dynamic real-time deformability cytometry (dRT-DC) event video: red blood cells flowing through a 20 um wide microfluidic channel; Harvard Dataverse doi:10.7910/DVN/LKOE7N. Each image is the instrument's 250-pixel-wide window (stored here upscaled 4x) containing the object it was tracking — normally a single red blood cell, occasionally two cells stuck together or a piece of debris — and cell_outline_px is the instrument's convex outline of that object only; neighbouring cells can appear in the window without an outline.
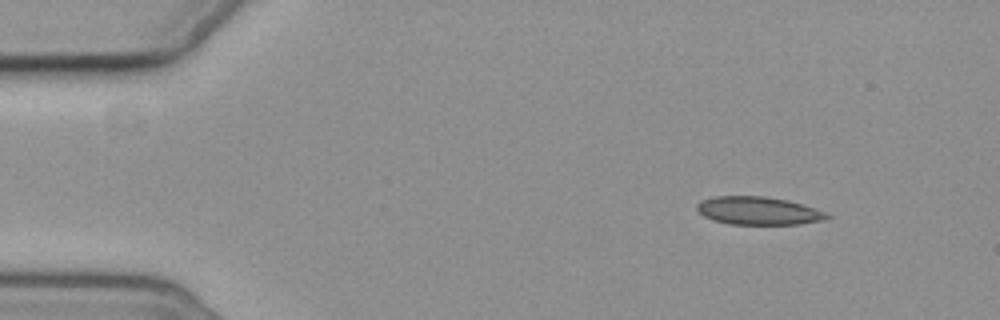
{"species": "common noctule bat (a hibernating species)", "species_latin": "Nyctalus noctula", "temperature_condition": "cold", "stored_images_in_passage": 4, "camera_frame_rate_fps": 3000, "um_per_image_px": 0.085, "animal": {"sex": "female", "body_mass_g": 19.3, "forearm_length_mm": 54.1}, "frame": {"image": 1, "passage_image": 1, "time_ms": 0.0, "image_size_px": [1000, 320], "cell_outline_px": [[832, 216], [824, 220], [800, 224], [728, 224], [712, 220], [704, 216], [696, 208], [696, 204], [700, 200], [716, 196], [764, 196], [788, 200], [828, 212]], "centroid_in_image_um": [64.47, 17.91], "position_along_channel_um": 20.5, "area_um2": 21.39}}
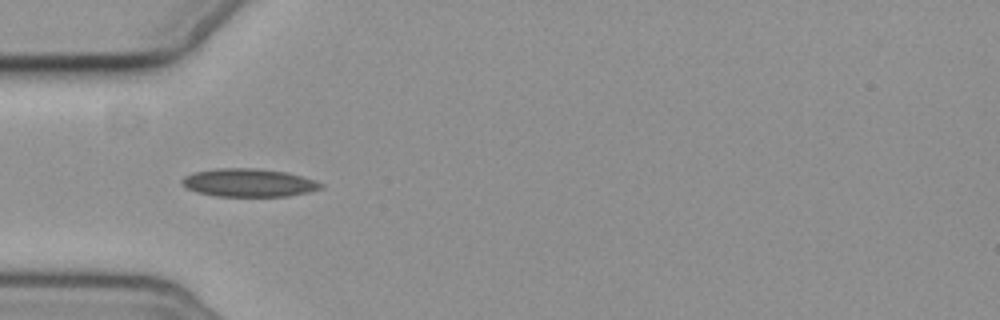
{"frame": {"image": 2, "passage_image": 4, "time_ms": 3.667, "image_size_px": [1000, 320], "cell_outline_px": [[324, 188], [308, 192], [288, 196], [216, 196], [196, 192], [184, 188], [180, 180], [184, 176], [192, 172], [216, 168], [256, 168], [288, 172], [316, 180], [324, 184]], "centroid_in_image_um": [21.13, 15.52], "position_along_channel_um": 63.9, "area_um2": 23.12}}